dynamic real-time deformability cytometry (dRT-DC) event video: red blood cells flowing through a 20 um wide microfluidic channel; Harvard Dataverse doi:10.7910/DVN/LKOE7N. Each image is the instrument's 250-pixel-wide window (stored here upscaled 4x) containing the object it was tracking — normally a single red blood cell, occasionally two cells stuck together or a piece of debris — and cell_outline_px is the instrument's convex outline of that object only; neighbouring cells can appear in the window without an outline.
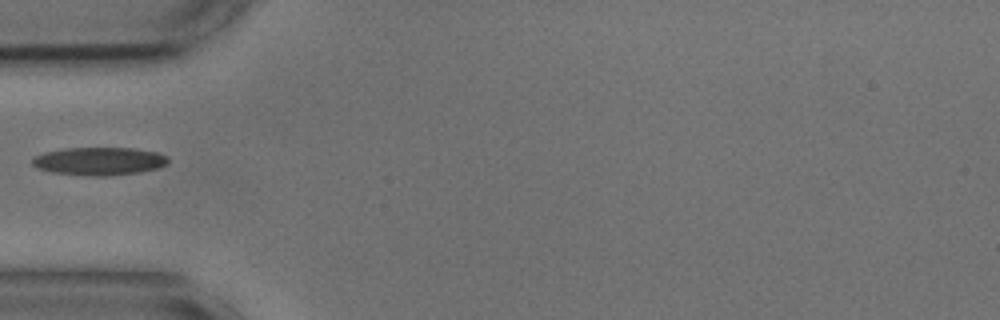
{"species": "common noctule bat (a hibernating species)", "species_latin": "Nyctalus noctula", "temperature_condition": "cold", "stored_images_in_passage": 38, "camera_frame_rate_fps": 3000, "um_per_image_px": 0.085, "animal": {"sex": "male", "body_mass_g": 17.9, "forearm_length_mm": 54.2}, "frame": {"image": 1, "passage_image": 1, "time_ms": 0.0, "image_size_px": [1000, 320], "cell_outline_px": [[168, 164], [156, 168], [140, 172], [108, 176], [88, 176], [52, 172], [36, 168], [32, 164], [32, 160], [36, 156], [44, 152], [64, 148], [136, 148], [156, 152], [168, 156]], "centroid_in_image_um": [8.44, 13.7], "position_along_channel_um": 76.6, "area_um2": 22.25}}
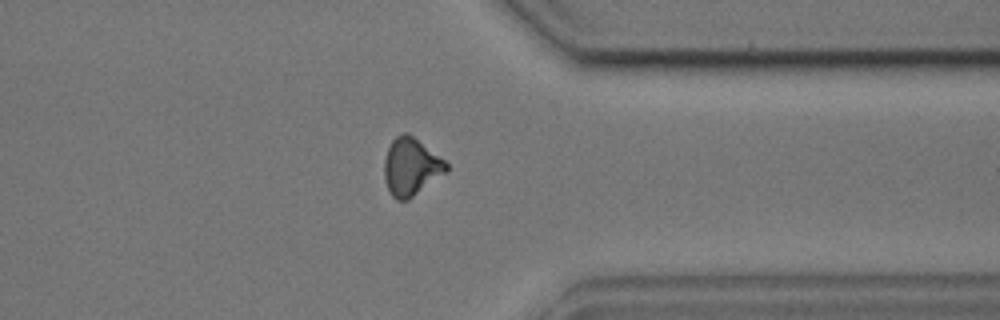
{"frame": {"image": 2, "passage_image": 26, "time_ms": 8.333, "image_size_px": [1000, 320], "cell_outline_px": [[448, 172], [408, 200], [396, 200], [392, 196], [384, 180], [384, 160], [388, 148], [392, 140], [396, 136], [404, 132], [408, 132], [444, 160], [448, 164]], "centroid_in_image_um": [34.93, 14.19], "position_along_channel_um": 376.5, "area_um2": 20.87}}
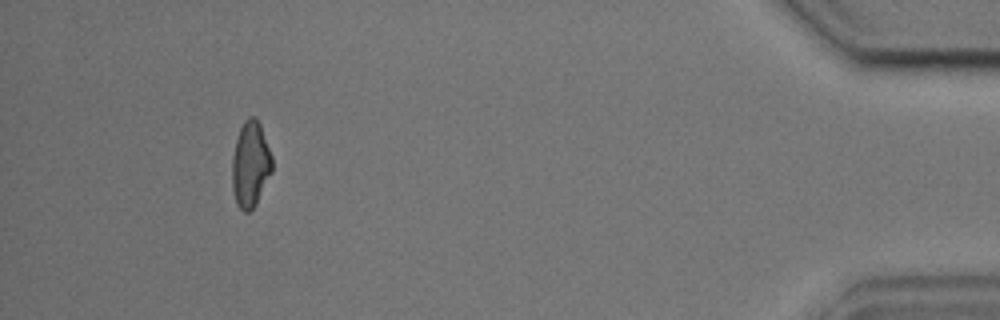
{"frame": {"image": 3, "passage_image": 34, "time_ms": 11.0, "image_size_px": [1000, 320], "cell_outline_px": [[272, 172], [256, 204], [248, 212], [244, 212], [236, 204], [232, 188], [232, 156], [236, 140], [240, 128], [244, 120], [248, 116], [252, 116], [260, 124], [272, 156]], "centroid_in_image_um": [21.28, 13.98], "position_along_channel_um": 413.9, "area_um2": 20.0}}